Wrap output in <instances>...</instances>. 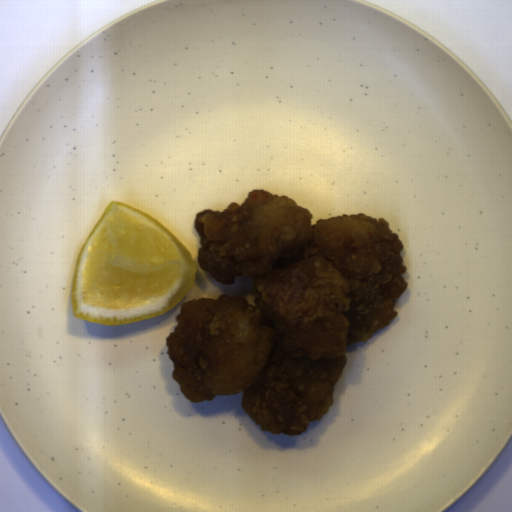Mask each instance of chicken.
<instances>
[{"label":"chicken","instance_id":"1","mask_svg":"<svg viewBox=\"0 0 512 512\" xmlns=\"http://www.w3.org/2000/svg\"><path fill=\"white\" fill-rule=\"evenodd\" d=\"M313 218L265 189L196 212L199 267L219 284L252 277L255 305L223 293L183 302L165 341L188 401L243 392L241 409L261 431L302 434L329 413L349 347L398 317L409 283L389 222Z\"/></svg>","mask_w":512,"mask_h":512}]
</instances>
